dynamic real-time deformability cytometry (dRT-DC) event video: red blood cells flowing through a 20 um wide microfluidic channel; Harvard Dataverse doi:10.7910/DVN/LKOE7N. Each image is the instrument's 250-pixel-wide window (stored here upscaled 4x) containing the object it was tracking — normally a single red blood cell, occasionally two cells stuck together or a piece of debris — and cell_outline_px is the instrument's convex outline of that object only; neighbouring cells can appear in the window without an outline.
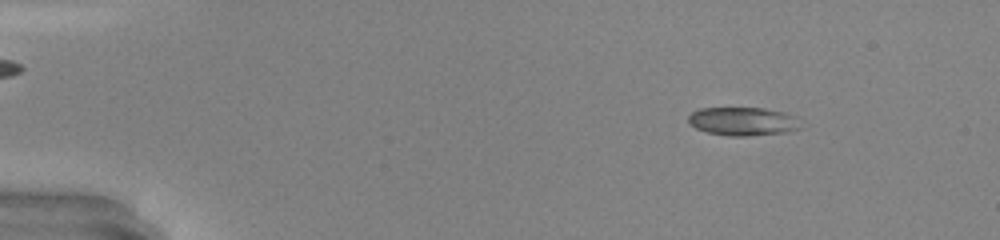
{"species": "common noctule bat (a hibernating species)", "species_latin": "Nyctalus noctula", "temperature_condition": "warm", "stored_images_in_passage": 46, "camera_frame_rate_fps": 3000, "um_per_image_px": 0.085, "animal": {"sex": "male", "body_mass_g": 20.0, "forearm_length_mm": 53.3}, "frame": {"image": 1, "passage_image": 4, "time_ms": 1.0, "image_size_px": [1000, 240], "cell_outline_px": [[804, 128], [788, 132], [748, 136], [728, 136], [708, 132], [696, 128], [688, 120], [688, 116], [692, 112], [700, 108], [764, 108], [784, 112], [796, 116]], "centroid_in_image_um": [63.22, 10.32], "position_along_channel_um": 21.8, "area_um2": 18.79}}
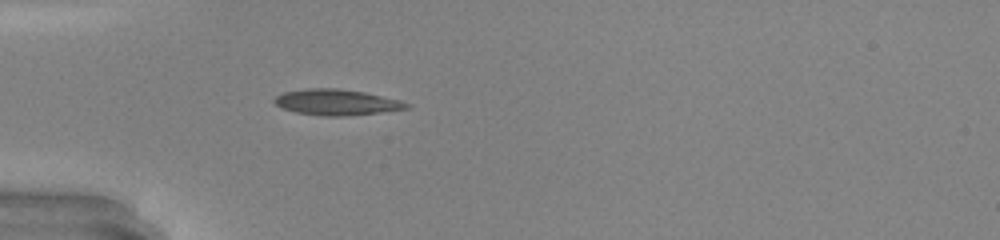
{"frame": {"image": 2, "passage_image": 13, "time_ms": 4.0, "image_size_px": [1000, 240], "cell_outline_px": [[408, 108], [380, 112], [344, 116], [320, 116], [296, 112], [284, 108], [276, 104], [272, 100], [276, 96], [284, 92], [308, 88], [336, 88], [364, 92], [400, 100], [408, 104]], "centroid_in_image_um": [28.57, 8.69], "position_along_channel_um": 56.4, "area_um2": 19.65}}
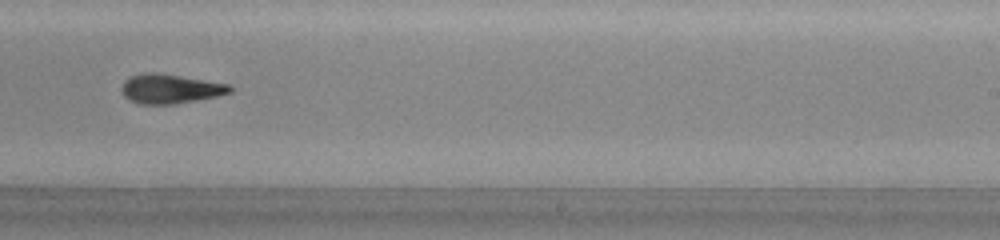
{"frame": {"image": 3, "passage_image": 29, "time_ms": 9.333, "image_size_px": [1000, 240], "cell_outline_px": [[232, 92], [216, 96], [196, 100], [172, 104], [140, 104], [124, 96], [120, 88], [124, 80], [132, 76], [152, 72], [156, 72], [228, 84], [232, 88]], "centroid_in_image_um": [14.45, 7.55], "position_along_channel_um": 274.6, "area_um2": 18.21}, "authors_computed_cell_mechanics": {"area_um2": 18.6116, "velocity_mm_per_s": 4.2774, "shape_relaxation_time_tau1_ms": 7.795, "shape_relaxation_time_tau2_ms": 1.3372, "deformation_change_tau1": 0.2624, "deformation_change_tau2": 0.0857}}